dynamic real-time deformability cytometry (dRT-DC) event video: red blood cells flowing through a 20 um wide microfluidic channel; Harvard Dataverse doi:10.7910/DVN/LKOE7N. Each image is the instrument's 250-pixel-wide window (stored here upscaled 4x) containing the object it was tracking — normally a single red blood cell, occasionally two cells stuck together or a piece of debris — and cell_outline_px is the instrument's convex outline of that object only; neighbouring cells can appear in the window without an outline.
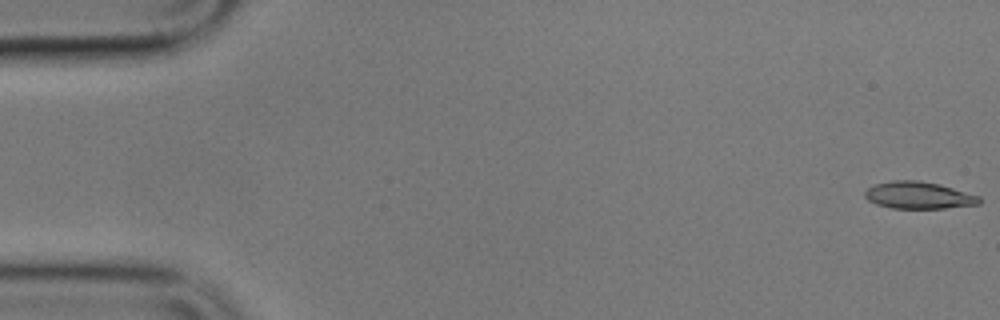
{"species": "common noctule bat (a hibernating species)", "species_latin": "Nyctalus noctula", "temperature_condition": "cold", "stored_images_in_passage": 6, "camera_frame_rate_fps": 3000, "um_per_image_px": 0.085, "animal": {"sex": "male", "body_mass_g": 17.9}, "frame": {"image": 1, "passage_image": 1, "time_ms": 0.0, "image_size_px": [1000, 320], "cell_outline_px": [[980, 204], [944, 208], [892, 208], [876, 204], [868, 200], [864, 196], [864, 192], [868, 188], [876, 184], [892, 180], [920, 180], [940, 184], [980, 196]], "centroid_in_image_um": [78.08, 16.59], "position_along_channel_um": 6.9, "area_um2": 18.03}}
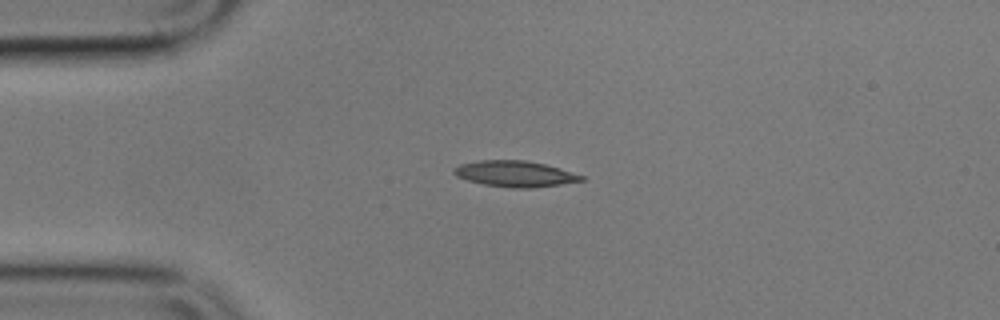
{"frame": {"image": 2, "passage_image": 4, "time_ms": 4.333, "image_size_px": [1000, 320], "cell_outline_px": [[584, 180], [560, 184], [532, 188], [512, 188], [484, 184], [468, 180], [456, 176], [452, 172], [452, 168], [460, 164], [476, 160], [524, 160], [544, 164], [560, 168], [584, 176]], "centroid_in_image_um": [43.73, 14.77], "position_along_channel_um": 41.3, "area_um2": 19.25}}
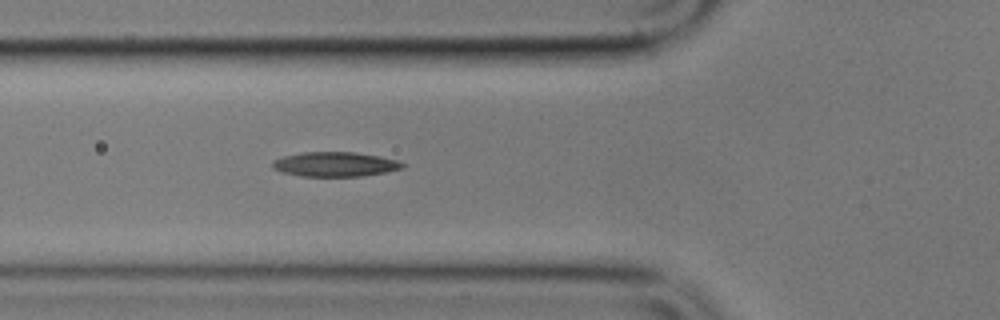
{"frame": {"image": 3, "passage_image": 6, "time_ms": 6.667, "image_size_px": [1000, 320], "cell_outline_px": [[404, 168], [384, 172], [360, 176], [300, 176], [280, 172], [272, 168], [272, 160], [284, 156], [304, 152], [356, 152], [380, 156], [396, 160], [404, 164]], "centroid_in_image_um": [28.44, 13.96], "position_along_channel_um": 97.4, "area_um2": 18.61}}